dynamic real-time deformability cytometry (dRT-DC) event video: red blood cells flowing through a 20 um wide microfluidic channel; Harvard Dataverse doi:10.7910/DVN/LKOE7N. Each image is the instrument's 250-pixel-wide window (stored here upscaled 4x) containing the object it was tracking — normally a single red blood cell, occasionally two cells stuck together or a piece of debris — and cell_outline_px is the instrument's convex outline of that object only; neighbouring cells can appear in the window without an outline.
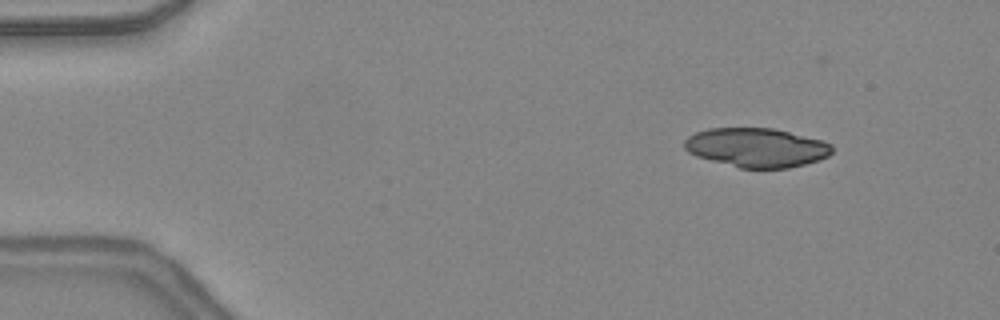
{"species": "common noctule bat (a hibernating species)", "species_latin": "Nyctalus noctula", "temperature_condition": "warm", "stored_images_in_passage": 43, "segment_of_instrument_passage": [1, 2], "camera_frame_rate_fps": 3000, "um_per_image_px": 0.085, "animal": {"sex": "female", "body_mass_g": 24.6, "forearm_length_mm": 56.2}, "frame": {"image": 1, "passage_image": 1, "time_ms": 0.0, "image_size_px": [1000, 320], "cell_outline_px": [[832, 152], [828, 156], [820, 160], [788, 168], [740, 168], [696, 156], [688, 152], [684, 148], [684, 140], [688, 136], [696, 132], [708, 128], [772, 128], [824, 140], [832, 144]], "centroid_in_image_um": [64.31, 12.54], "position_along_channel_um": 20.7, "area_um2": 33.76}}